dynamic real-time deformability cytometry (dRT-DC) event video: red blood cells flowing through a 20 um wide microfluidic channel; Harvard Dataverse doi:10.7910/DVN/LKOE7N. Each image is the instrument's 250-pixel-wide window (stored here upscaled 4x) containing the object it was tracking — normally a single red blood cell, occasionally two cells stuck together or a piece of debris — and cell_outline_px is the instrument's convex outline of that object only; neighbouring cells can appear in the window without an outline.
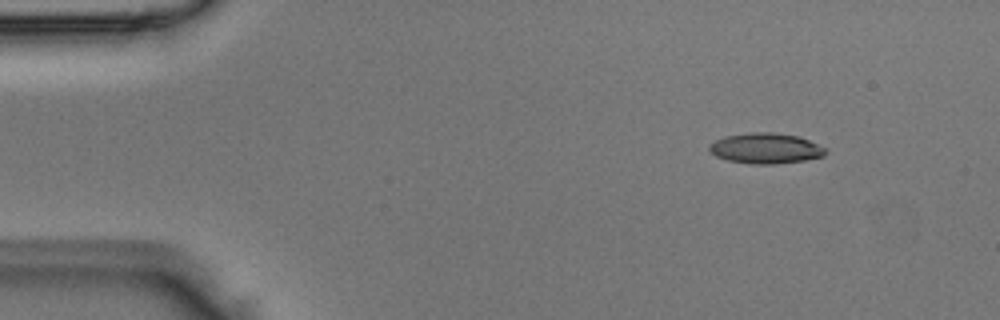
{"species": "Egyptian fruit bat (a non-hibernating species)", "species_latin": "Rousettus aegyptiacus", "temperature_condition": "room temperature", "stored_images_in_passage": 10, "camera_frame_rate_fps": 3000, "um_per_image_px": 0.085, "animal": {"sex": "male"}, "frame": {"image": 1, "passage_image": 1, "time_ms": 0.0, "image_size_px": [1000, 320], "cell_outline_px": [[828, 152], [824, 156], [804, 160], [776, 164], [752, 164], [728, 160], [716, 156], [708, 152], [708, 144], [724, 136], [752, 132], [772, 132], [800, 136], [824, 148]], "centroid_in_image_um": [65.05, 12.6], "position_along_channel_um": 20.0, "area_um2": 20.75}}